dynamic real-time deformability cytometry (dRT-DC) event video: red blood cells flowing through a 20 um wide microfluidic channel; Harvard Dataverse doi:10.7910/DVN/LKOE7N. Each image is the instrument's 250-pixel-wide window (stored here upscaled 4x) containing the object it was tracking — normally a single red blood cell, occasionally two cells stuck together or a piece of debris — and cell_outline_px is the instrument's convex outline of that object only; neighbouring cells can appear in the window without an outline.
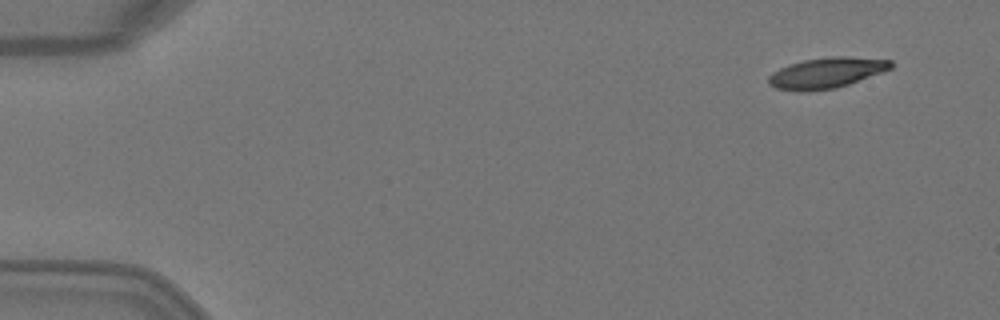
{"species": "Egyptian fruit bat (a non-hibernating species)", "species_latin": "Rousettus aegyptiacus", "temperature_condition": "warm", "stored_images_in_passage": 5, "camera_frame_rate_fps": 3000, "um_per_image_px": 0.085, "animal": {"sex": "female"}, "frame": {"image": 1, "passage_image": 1, "time_ms": 0.0, "image_size_px": [1000, 320], "cell_outline_px": [[892, 68], [848, 84], [836, 88], [808, 92], [796, 92], [776, 88], [768, 84], [768, 76], [772, 72], [788, 64], [804, 60], [832, 56], [848, 56], [892, 60]], "centroid_in_image_um": [70.2, 6.2], "position_along_channel_um": 14.8, "area_um2": 21.96}}